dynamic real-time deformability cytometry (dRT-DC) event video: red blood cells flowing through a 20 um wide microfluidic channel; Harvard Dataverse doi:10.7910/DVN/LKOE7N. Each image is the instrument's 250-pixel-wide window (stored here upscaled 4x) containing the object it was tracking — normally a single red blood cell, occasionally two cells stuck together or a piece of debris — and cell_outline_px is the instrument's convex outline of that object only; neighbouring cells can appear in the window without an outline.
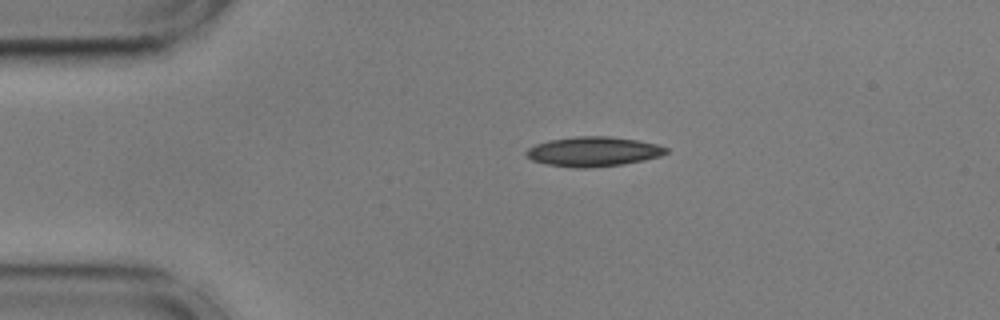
{"species": "common noctule bat (a hibernating species)", "species_latin": "Nyctalus noctula", "temperature_condition": "cold", "stored_images_in_passage": 45, "camera_frame_rate_fps": 3000, "um_per_image_px": 0.085, "animal": {"sex": "male", "body_mass_g": 17.9, "forearm_length_mm": 54.2}, "frame": {"image": 1, "passage_image": 1, "time_ms": 0.0, "image_size_px": [1000, 320], "cell_outline_px": [[668, 152], [660, 156], [644, 160], [624, 164], [588, 168], [572, 168], [548, 164], [532, 160], [524, 156], [524, 152], [528, 148], [536, 144], [548, 140], [576, 136], [608, 136], [636, 140], [656, 144], [668, 148]], "centroid_in_image_um": [50.4, 12.89], "position_along_channel_um": 34.6, "area_um2": 24.28}}
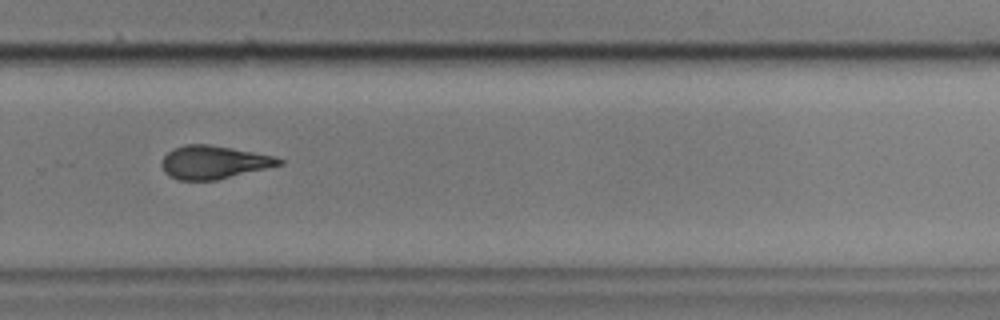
{"frame": {"image": 2, "passage_image": 27, "time_ms": 8.667, "image_size_px": [1000, 320], "cell_outline_px": [[284, 164], [216, 180], [180, 180], [168, 176], [164, 172], [160, 164], [164, 156], [172, 148], [184, 144], [208, 144], [232, 148], [276, 156], [284, 160]], "centroid_in_image_um": [18.15, 13.78], "position_along_channel_um": 311.6, "area_um2": 22.83}}
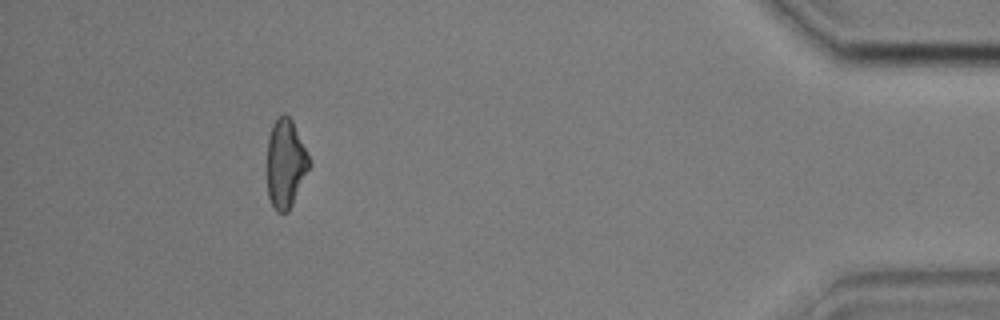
{"frame": {"image": 3, "passage_image": 40, "time_ms": 13.0, "image_size_px": [1000, 320], "cell_outline_px": [[312, 164], [288, 212], [276, 212], [268, 196], [268, 136], [272, 124], [284, 112], [292, 120]], "centroid_in_image_um": [24.28, 13.9], "position_along_channel_um": 410.9, "area_um2": 21.56}, "authors_computed_cell_mechanics": {"area_um2": 23.409, "velocity_mm_per_s": 3.6195, "shape_relaxation_time_tau1_ms": 5.0473, "shape_relaxation_time_tau2_ms": 3.0488, "deformation_change_tau1": 0.1545, "deformation_change_tau2": 0.0999}}